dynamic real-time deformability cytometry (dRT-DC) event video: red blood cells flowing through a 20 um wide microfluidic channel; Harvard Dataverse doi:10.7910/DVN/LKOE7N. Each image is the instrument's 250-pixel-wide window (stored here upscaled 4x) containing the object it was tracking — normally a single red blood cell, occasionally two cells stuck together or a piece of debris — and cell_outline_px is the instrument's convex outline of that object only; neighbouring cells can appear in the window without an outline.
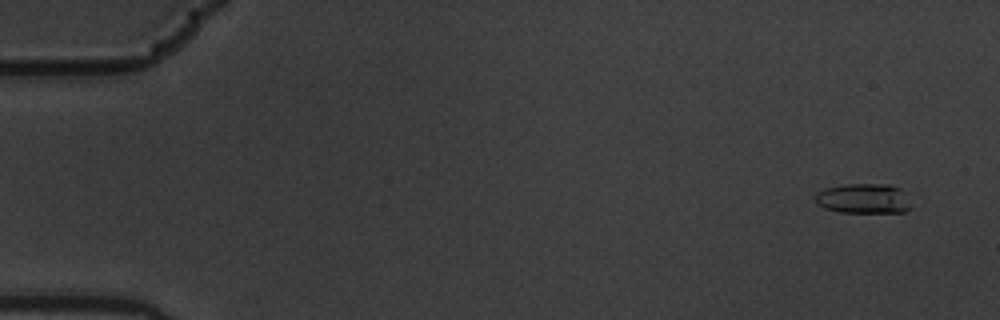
{"species": "common noctule bat (a hibernating species)", "species_latin": "Nyctalus noctula", "temperature_condition": "warm", "stored_images_in_passage": 5, "camera_frame_rate_fps": 3000, "um_per_image_px": 0.085, "animal": {"sex": "male", "body_mass_g": 19.5, "forearm_length_mm": 54.6}, "frame": {"image": 1, "passage_image": 1, "time_ms": 0.0, "image_size_px": [1000, 320], "cell_outline_px": [[912, 208], [904, 212], [840, 212], [824, 208], [816, 204], [816, 192], [824, 188], [848, 184], [888, 184], [900, 188]], "centroid_in_image_um": [73.37, 16.88], "position_along_channel_um": 11.6, "area_um2": 16.65}}
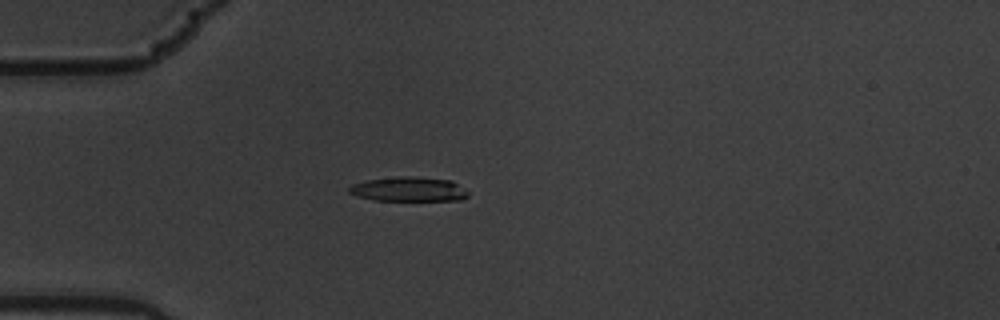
{"frame": {"image": 2, "passage_image": 5, "time_ms": 1.333, "image_size_px": [1000, 320], "cell_outline_px": [[468, 196], [460, 200], [376, 200], [356, 196], [348, 192], [348, 188], [352, 184], [368, 180], [396, 176], [408, 176], [452, 180], [468, 192]], "centroid_in_image_um": [34.72, 16.08], "position_along_channel_um": 50.3, "area_um2": 16.88}}